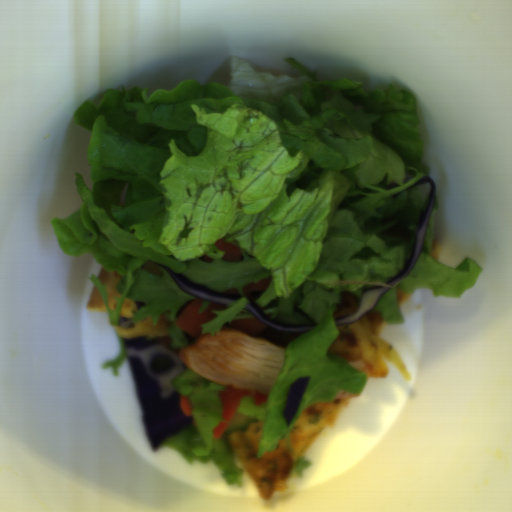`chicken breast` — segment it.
I'll list each match as a JSON object with an SVG mask.
<instances>
[{
    "label": "chicken breast",
    "mask_w": 512,
    "mask_h": 512,
    "mask_svg": "<svg viewBox=\"0 0 512 512\" xmlns=\"http://www.w3.org/2000/svg\"><path fill=\"white\" fill-rule=\"evenodd\" d=\"M142 268L146 272L151 273L153 275L162 276V274H163L162 270L160 269L161 267L159 266V264H156L155 262H152V261L146 262L145 264H143Z\"/></svg>",
    "instance_id": "2"
},
{
    "label": "chicken breast",
    "mask_w": 512,
    "mask_h": 512,
    "mask_svg": "<svg viewBox=\"0 0 512 512\" xmlns=\"http://www.w3.org/2000/svg\"><path fill=\"white\" fill-rule=\"evenodd\" d=\"M178 356L202 378L267 397L285 363V347L229 326L203 334Z\"/></svg>",
    "instance_id": "1"
}]
</instances>
